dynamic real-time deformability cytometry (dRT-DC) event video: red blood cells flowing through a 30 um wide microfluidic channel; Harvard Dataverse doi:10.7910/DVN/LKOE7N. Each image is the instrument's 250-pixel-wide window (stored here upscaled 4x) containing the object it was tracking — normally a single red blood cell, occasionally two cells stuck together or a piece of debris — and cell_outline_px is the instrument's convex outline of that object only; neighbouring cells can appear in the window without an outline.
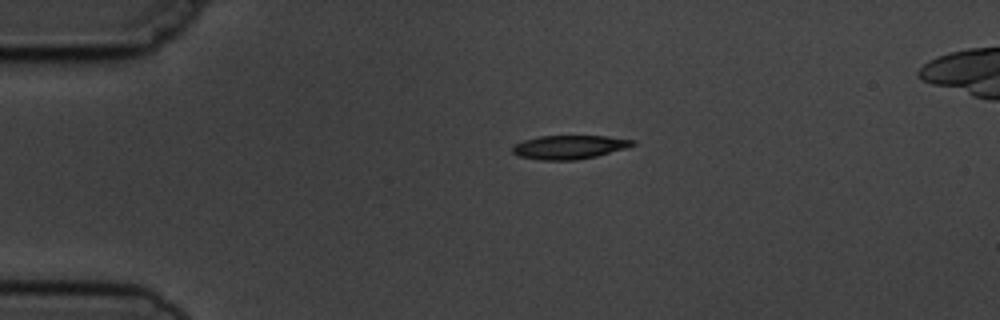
{"species": "common noctule bat (a hibernating species)", "species_latin": "Nyctalus noctula", "temperature_condition": "cold", "stored_images_in_passage": 2, "camera_frame_rate_fps": 3000, "um_per_image_px": 0.085, "animal": {"sex": "male", "body_mass_g": 19.5, "forearm_length_mm": 54.6}, "frame": {"image": 1, "passage_image": 1, "time_ms": 0.0, "image_size_px": [1000, 320], "cell_outline_px": [[636, 144], [628, 148], [596, 156], [576, 160], [540, 160], [516, 156], [512, 152], [512, 144], [524, 140], [540, 136], [608, 136], [636, 140]], "centroid_in_image_um": [48.38, 12.5], "position_along_channel_um": 36.6, "area_um2": 16.88}}